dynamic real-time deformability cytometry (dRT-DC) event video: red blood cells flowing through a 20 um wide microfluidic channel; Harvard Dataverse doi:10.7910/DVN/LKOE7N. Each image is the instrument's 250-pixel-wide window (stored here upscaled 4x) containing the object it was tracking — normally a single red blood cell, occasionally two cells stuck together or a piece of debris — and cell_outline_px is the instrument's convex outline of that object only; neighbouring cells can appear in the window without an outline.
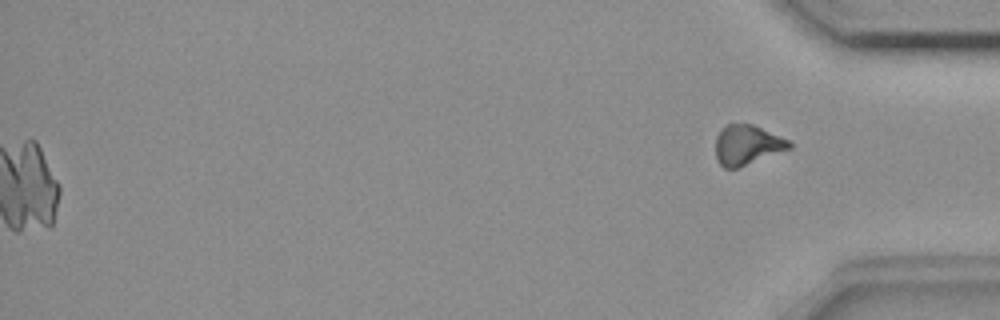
{"species": "common noctule bat (a hibernating species)", "species_latin": "Nyctalus noctula", "temperature_condition": "room temperature", "stored_images_in_passage": 56, "segment_of_instrument_passage": [2, 2], "camera_frame_rate_fps": 3000, "um_per_image_px": 0.085, "animal": {"sex": "female", "body_mass_g": 18.4}, "frame": {"image": 1, "passage_image": 56, "time_ms": 18.333, "image_size_px": [1000, 320], "cell_outline_px": [[792, 148], [736, 168], [724, 168], [716, 160], [716, 136], [720, 128], [728, 124], [752, 124], [780, 136], [788, 140], [792, 144]], "centroid_in_image_um": [63.48, 12.31], "position_along_channel_um": 371.7, "area_um2": 16.99}}